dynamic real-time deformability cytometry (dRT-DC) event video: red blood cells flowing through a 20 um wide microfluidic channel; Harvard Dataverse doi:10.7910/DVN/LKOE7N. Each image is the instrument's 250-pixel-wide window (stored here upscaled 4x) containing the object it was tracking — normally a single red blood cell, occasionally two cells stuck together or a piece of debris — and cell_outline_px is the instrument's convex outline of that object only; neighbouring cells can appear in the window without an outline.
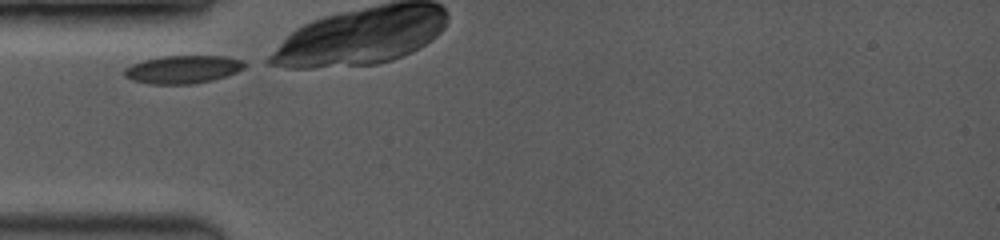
{"species": "common noctule bat (a hibernating species)", "species_latin": "Nyctalus noctula", "temperature_condition": "room temperature", "stored_images_in_passage": 31, "camera_frame_rate_fps": 3500, "um_per_image_px": 0.085, "animal": {"sex": "female", "body_mass_g": 19.0, "forearm_length_mm": 53.3}, "frame": {"image": 1, "passage_image": 1, "time_ms": 0.0, "image_size_px": [1000, 240], "cell_outline_px": [[252, 64], [236, 72], [212, 80], [192, 84], [148, 84], [132, 80], [124, 76], [124, 68], [132, 64], [144, 60], [164, 56], [224, 56], [244, 60]], "centroid_in_image_um": [15.58, 5.9], "position_along_channel_um": 69.4, "area_um2": 19.77}}
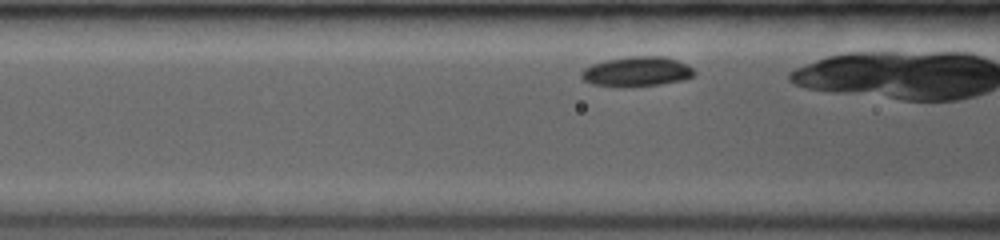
{"frame": {"image": 2, "passage_image": 5, "time_ms": 1.143, "image_size_px": [1000, 240], "cell_outline_px": [[696, 76], [684, 80], [660, 84], [592, 84], [584, 80], [580, 76], [580, 72], [584, 68], [592, 64], [608, 60], [632, 56], [664, 56], [676, 60], [692, 68], [696, 72]], "centroid_in_image_um": [54.18, 6.04], "position_along_channel_um": 112.4, "area_um2": 18.79}}